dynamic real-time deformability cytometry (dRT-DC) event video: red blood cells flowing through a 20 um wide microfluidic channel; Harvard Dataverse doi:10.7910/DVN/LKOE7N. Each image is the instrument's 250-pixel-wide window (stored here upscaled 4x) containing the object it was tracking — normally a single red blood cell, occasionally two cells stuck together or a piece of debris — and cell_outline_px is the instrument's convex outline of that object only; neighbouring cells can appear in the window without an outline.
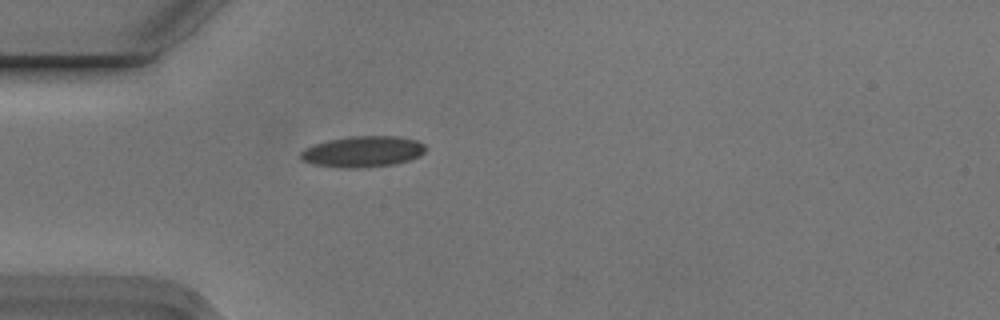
{"species": "Egyptian fruit bat (a non-hibernating species)", "species_latin": "Rousettus aegyptiacus", "temperature_condition": "cold", "stored_images_in_passage": 2, "camera_frame_rate_fps": 3000, "um_per_image_px": 0.085, "animal": {"sex": "male"}, "frame": {"image": 1, "passage_image": 2, "time_ms": 0.333, "image_size_px": [1000, 320], "cell_outline_px": [[424, 152], [420, 156], [396, 164], [356, 168], [340, 168], [316, 164], [304, 160], [300, 156], [300, 152], [304, 148], [312, 144], [328, 140], [352, 136], [396, 136], [416, 140], [424, 144]], "centroid_in_image_um": [30.83, 12.88], "position_along_channel_um": 54.2, "area_um2": 22.48}}